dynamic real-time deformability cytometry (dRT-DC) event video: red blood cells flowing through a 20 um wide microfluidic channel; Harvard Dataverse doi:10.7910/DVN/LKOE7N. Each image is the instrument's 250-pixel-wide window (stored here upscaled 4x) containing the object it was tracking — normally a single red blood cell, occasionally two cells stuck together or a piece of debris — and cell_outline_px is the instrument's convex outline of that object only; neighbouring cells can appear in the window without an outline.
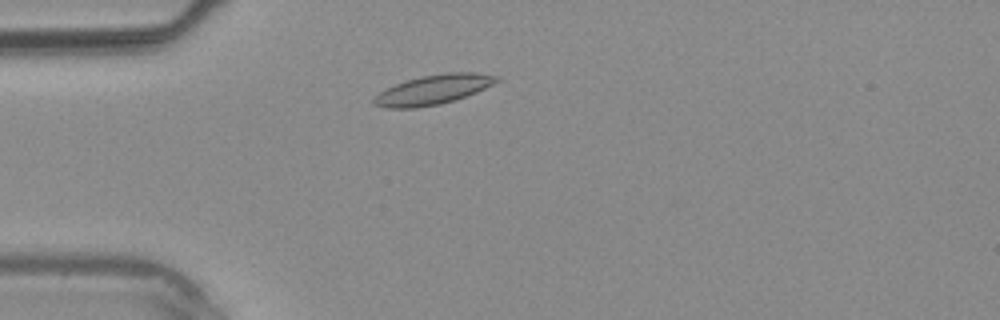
{"species": "common noctule bat (a hibernating species)", "species_latin": "Nyctalus noctula", "temperature_condition": "warm", "stored_images_in_passage": 2, "camera_frame_rate_fps": 3000, "um_per_image_px": 0.085, "animal": {"sex": "male", "body_mass_g": 20.4}, "frame": {"image": 1, "passage_image": 2, "time_ms": 1.333, "image_size_px": [1000, 320], "cell_outline_px": [[500, 80], [476, 92], [440, 104], [416, 108], [388, 108], [372, 104], [372, 100], [380, 92], [396, 84], [420, 76], [448, 72], [476, 72], [500, 76]], "centroid_in_image_um": [36.83, 7.61], "position_along_channel_um": 48.2, "area_um2": 20.92}}